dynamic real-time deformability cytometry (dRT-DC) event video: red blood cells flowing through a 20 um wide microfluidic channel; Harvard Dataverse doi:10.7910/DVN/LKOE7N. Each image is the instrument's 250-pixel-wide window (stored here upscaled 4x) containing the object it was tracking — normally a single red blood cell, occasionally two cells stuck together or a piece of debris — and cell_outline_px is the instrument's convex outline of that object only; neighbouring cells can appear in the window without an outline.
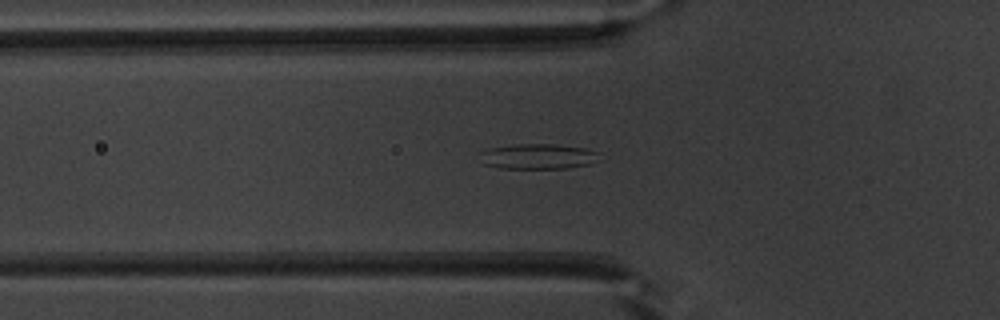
{"species": "common noctule bat (a hibernating species)", "species_latin": "Nyctalus noctula", "temperature_condition": "warm", "stored_images_in_passage": 46, "camera_frame_rate_fps": 3000, "um_per_image_px": 0.085, "animal": {"sex": "male", "body_mass_g": 20.1, "forearm_length_mm": 53.5}, "frame": {"image": 1, "passage_image": 17, "time_ms": 5.333, "image_size_px": [1000, 320], "cell_outline_px": [[600, 160], [588, 164], [568, 168], [500, 168], [484, 164], [480, 152], [492, 148], [516, 144], [556, 144], [588, 148], [600, 152]], "centroid_in_image_um": [45.83, 13.29], "position_along_channel_um": 80.0, "area_um2": 17.63}}
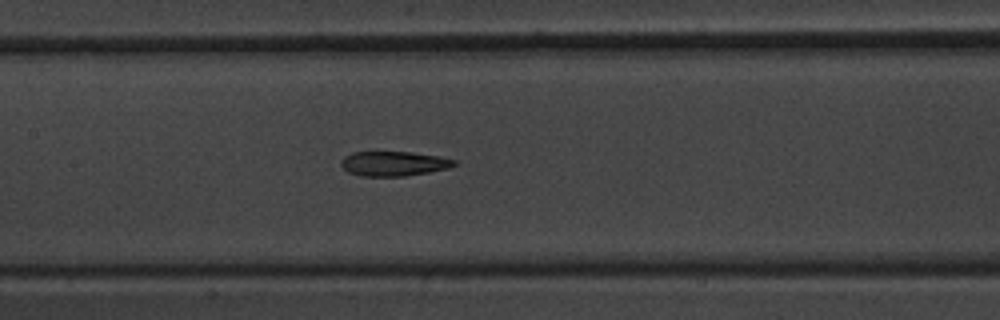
{"frame": {"image": 2, "passage_image": 24, "time_ms": 7.667, "image_size_px": [1000, 320], "cell_outline_px": [[456, 164], [448, 168], [428, 172], [404, 176], [360, 176], [348, 172], [340, 164], [340, 160], [344, 156], [352, 152], [412, 152], [440, 156], [456, 160]], "centroid_in_image_um": [33.44, 13.9], "position_along_channel_um": 174.0, "area_um2": 16.3}}
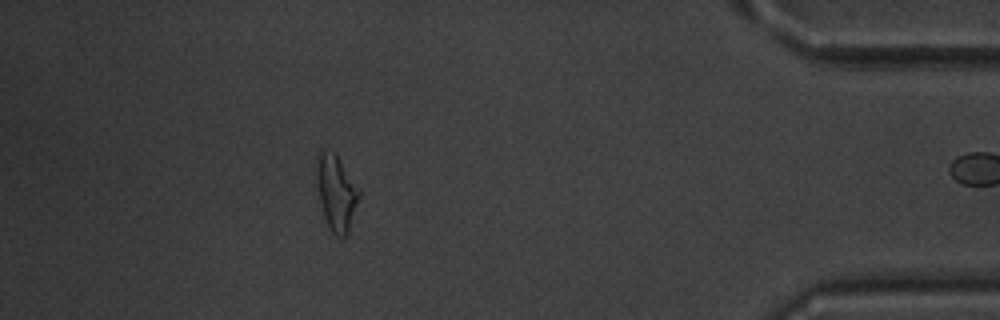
{"frame": {"image": 3, "passage_image": 45, "time_ms": 14.667, "image_size_px": [1000, 320], "cell_outline_px": [[360, 192], [348, 232], [344, 236], [336, 236], [332, 232], [324, 216], [320, 200], [316, 176], [316, 156], [320, 148], [324, 148], [332, 152], [336, 156], [360, 188]], "centroid_in_image_um": [28.56, 16.32], "position_along_channel_um": 406.6, "area_um2": 18.32}}